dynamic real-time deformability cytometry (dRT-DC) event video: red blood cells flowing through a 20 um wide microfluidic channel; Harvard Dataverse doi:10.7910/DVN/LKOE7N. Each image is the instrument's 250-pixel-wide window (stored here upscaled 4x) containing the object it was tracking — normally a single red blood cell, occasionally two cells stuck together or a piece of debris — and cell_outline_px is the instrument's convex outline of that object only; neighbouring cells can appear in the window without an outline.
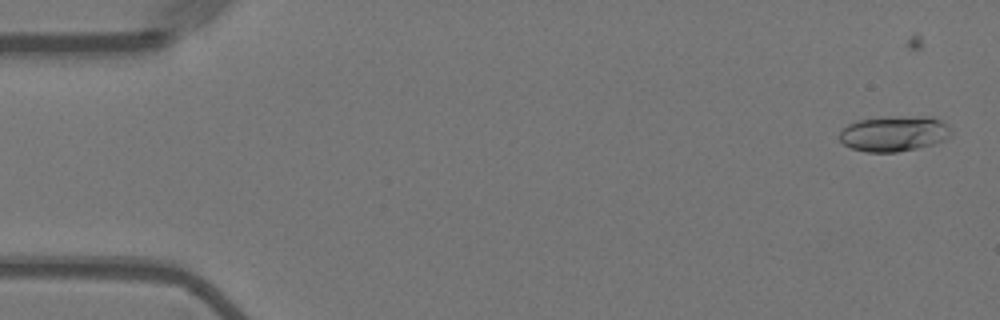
{"species": "Egyptian fruit bat (a non-hibernating species)", "species_latin": "Rousettus aegyptiacus", "temperature_condition": "warm", "stored_images_in_passage": 55, "camera_frame_rate_fps": 3000, "um_per_image_px": 0.085, "animal": {"sex": "female"}, "frame": {"image": 1, "passage_image": 4, "time_ms": 1.0, "image_size_px": [1000, 320], "cell_outline_px": [[952, 132], [944, 140], [932, 144], [916, 148], [896, 152], [868, 152], [852, 148], [844, 144], [840, 140], [840, 132], [848, 124], [860, 120], [888, 116], [932, 116], [948, 124], [952, 128]], "centroid_in_image_um": [76.03, 11.34], "position_along_channel_um": 9.0, "area_um2": 23.12}}
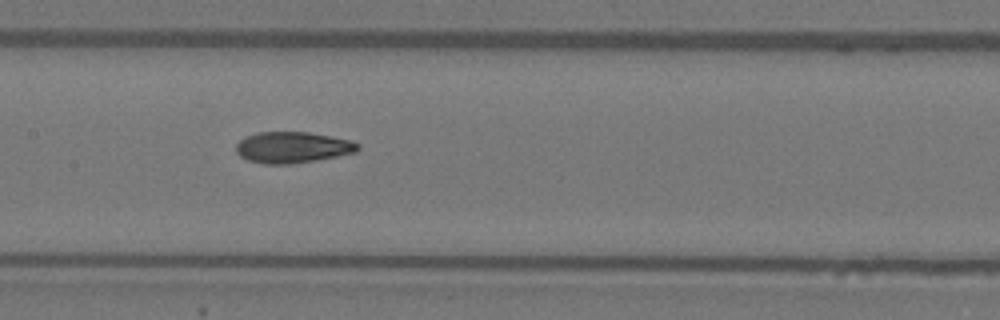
{"frame": {"image": 2, "passage_image": 29, "time_ms": 9.333, "image_size_px": [1000, 320], "cell_outline_px": [[360, 148], [356, 152], [336, 156], [292, 164], [264, 164], [248, 160], [240, 156], [236, 152], [236, 144], [240, 140], [256, 132], [308, 132], [332, 136], [352, 140], [360, 144]], "centroid_in_image_um": [24.88, 12.52], "position_along_channel_um": 182.5, "area_um2": 22.14}}
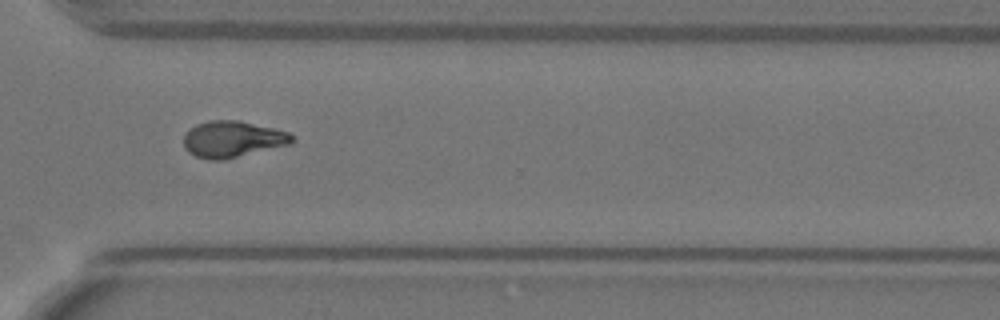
{"frame": {"image": 3, "passage_image": 43, "time_ms": 14.0, "image_size_px": [1000, 320], "cell_outline_px": [[296, 140], [292, 144], [224, 160], [208, 160], [196, 156], [188, 152], [184, 148], [184, 136], [196, 124], [208, 120], [236, 120], [272, 128], [288, 132]], "centroid_in_image_um": [19.77, 11.85], "position_along_channel_um": 350.8, "area_um2": 22.95}, "authors_computed_cell_mechanics": {"area_um2": 21.7328, "velocity_mm_per_s": 3.6241, "shape_relaxation_time_tau1_ms": null, "shape_relaxation_time_tau2_ms": 3.2852, "deformation_change_tau1": null, "deformation_change_tau2": 0.0677}}